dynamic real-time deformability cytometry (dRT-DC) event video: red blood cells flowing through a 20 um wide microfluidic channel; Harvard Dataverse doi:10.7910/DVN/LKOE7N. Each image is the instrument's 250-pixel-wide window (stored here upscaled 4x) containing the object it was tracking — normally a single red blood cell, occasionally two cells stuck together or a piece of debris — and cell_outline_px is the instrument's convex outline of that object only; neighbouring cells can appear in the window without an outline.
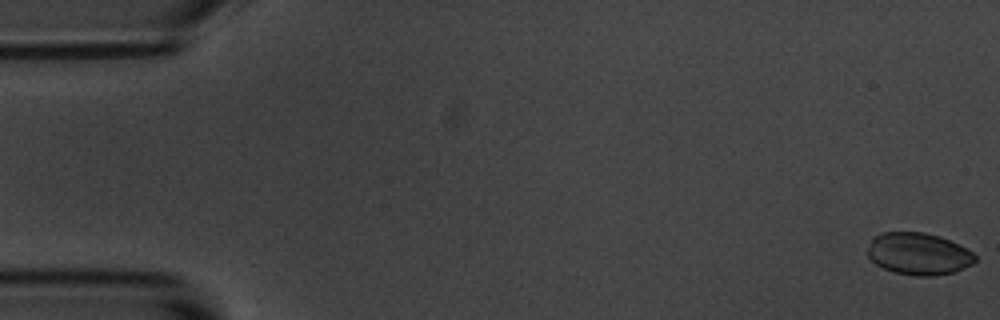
{"species": "common noctule bat (a hibernating species)", "species_latin": "Nyctalus noctula", "temperature_condition": "room temperature", "stored_images_in_passage": 6, "segment_of_instrument_passage": [1, 2], "camera_frame_rate_fps": 3000, "um_per_image_px": 0.085, "animal": {"sex": "male", "body_mass_g": 20.1, "forearm_length_mm": 53.5}, "frame": {"image": 1, "passage_image": 1, "time_ms": 0.0, "image_size_px": [1000, 320], "cell_outline_px": [[976, 260], [972, 264], [952, 272], [932, 276], [916, 276], [896, 272], [884, 268], [876, 264], [868, 256], [868, 248], [872, 236], [880, 232], [924, 232], [940, 236], [972, 252], [976, 256]], "centroid_in_image_um": [78.04, 21.56], "position_along_channel_um": 7.0, "area_um2": 26.13}}
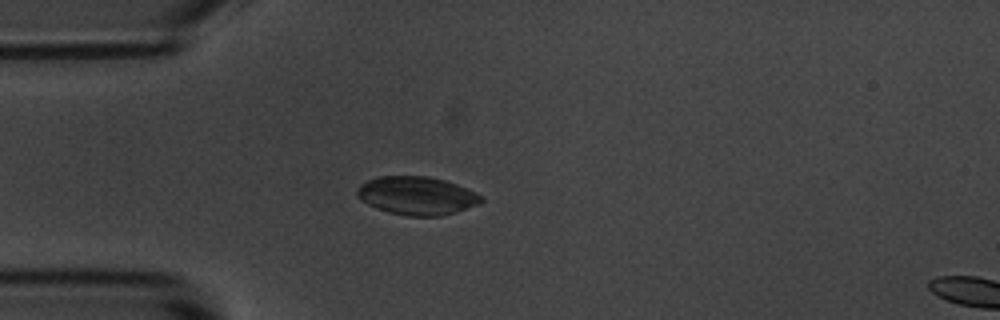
{"frame": {"image": 2, "passage_image": 5, "time_ms": 4.667, "image_size_px": [1000, 320], "cell_outline_px": [[484, 200], [480, 204], [456, 212], [440, 216], [404, 216], [388, 212], [376, 208], [368, 204], [356, 196], [356, 188], [360, 184], [376, 176], [428, 176], [444, 180], [456, 184], [476, 192]], "centroid_in_image_um": [35.41, 16.63], "position_along_channel_um": 49.6, "area_um2": 27.86}}